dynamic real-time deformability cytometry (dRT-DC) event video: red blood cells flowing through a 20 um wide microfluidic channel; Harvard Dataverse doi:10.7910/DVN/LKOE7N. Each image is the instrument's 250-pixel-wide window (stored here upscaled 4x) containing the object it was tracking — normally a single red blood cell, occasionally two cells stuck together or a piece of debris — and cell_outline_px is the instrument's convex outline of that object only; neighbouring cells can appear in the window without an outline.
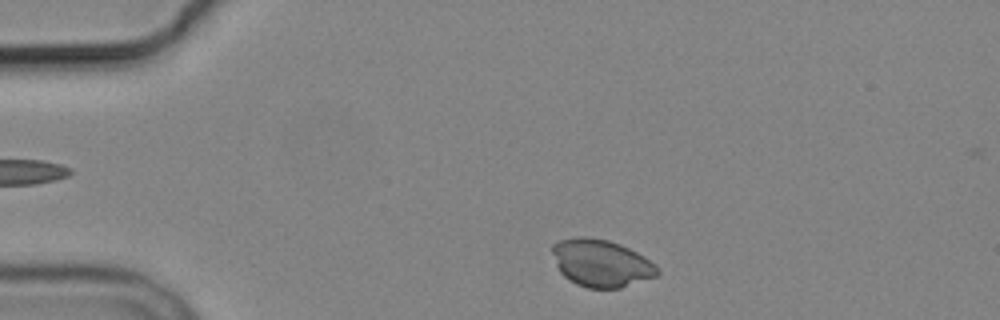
{"species": "common noctule bat (a hibernating species)", "species_latin": "Nyctalus noctula", "temperature_condition": "cold", "stored_images_in_passage": 3, "camera_frame_rate_fps": 3000, "um_per_image_px": 0.085, "animal": {"sex": "male", "body_mass_g": 19.2, "forearm_length_mm": 51.8}, "frame": {"image": 1, "passage_image": 3, "time_ms": 4.0, "image_size_px": [1000, 320], "cell_outline_px": [[660, 272], [656, 276], [620, 288], [588, 288], [576, 284], [568, 280], [560, 272], [556, 264], [552, 252], [552, 244], [560, 240], [576, 236], [588, 236], [608, 240], [620, 244], [644, 256]], "centroid_in_image_um": [51.05, 22.35], "position_along_channel_um": 33.9, "area_um2": 28.9}}